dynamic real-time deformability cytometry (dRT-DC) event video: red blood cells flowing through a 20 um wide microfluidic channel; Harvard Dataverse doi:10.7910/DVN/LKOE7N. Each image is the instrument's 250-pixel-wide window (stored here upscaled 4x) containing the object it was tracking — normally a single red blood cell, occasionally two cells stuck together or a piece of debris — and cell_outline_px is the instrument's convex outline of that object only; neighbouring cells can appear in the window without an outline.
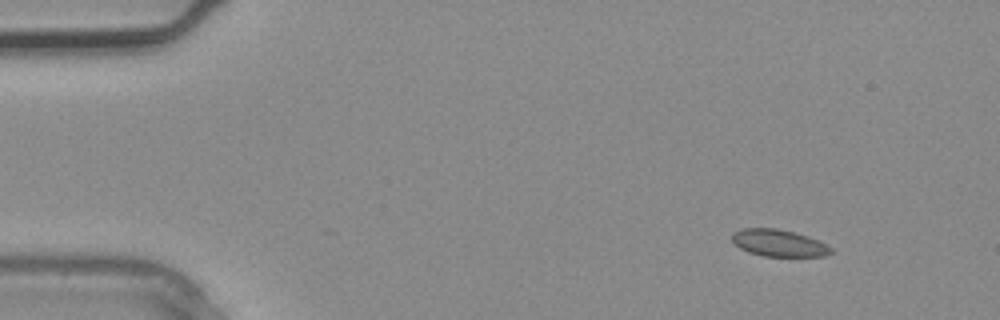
{"species": "common noctule bat (a hibernating species)", "species_latin": "Nyctalus noctula", "temperature_condition": "warm", "stored_images_in_passage": 2, "camera_frame_rate_fps": 3000, "um_per_image_px": 0.085, "animal": {"sex": "male", "body_mass_g": 20.4}, "frame": {"image": 1, "passage_image": 1, "time_ms": 0.0, "image_size_px": [1000, 320], "cell_outline_px": [[832, 252], [824, 256], [764, 256], [748, 252], [740, 248], [732, 240], [732, 232], [740, 228], [776, 228], [808, 236], [820, 240], [832, 248]], "centroid_in_image_um": [66.19, 20.65], "position_along_channel_um": 18.8, "area_um2": 15.55}}